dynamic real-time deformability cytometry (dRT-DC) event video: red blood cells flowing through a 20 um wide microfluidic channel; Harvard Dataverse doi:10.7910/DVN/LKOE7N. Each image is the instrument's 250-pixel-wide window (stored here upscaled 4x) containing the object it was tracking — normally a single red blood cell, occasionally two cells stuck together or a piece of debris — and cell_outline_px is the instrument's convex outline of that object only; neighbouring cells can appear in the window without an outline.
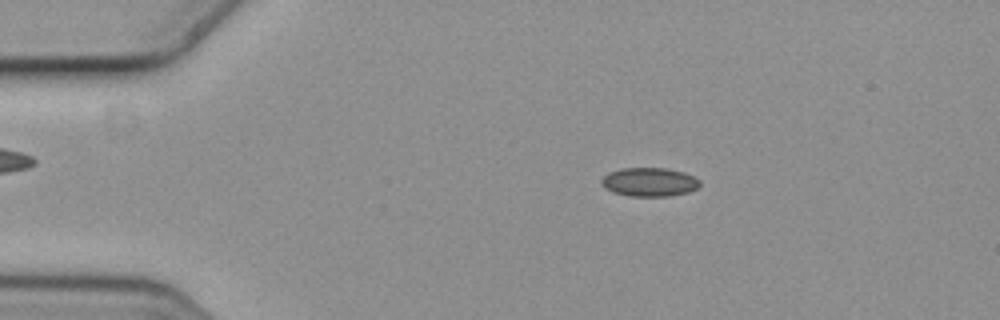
{"species": "common noctule bat (a hibernating species)", "species_latin": "Nyctalus noctula", "temperature_condition": "cold", "stored_images_in_passage": 5, "segment_of_instrument_passage": [1, 2], "camera_frame_rate_fps": 3000, "um_per_image_px": 0.085, "animal": {"sex": "female", "body_mass_g": 19.3, "forearm_length_mm": 54.1}, "frame": {"image": 1, "passage_image": 3, "time_ms": 0.667, "image_size_px": [1000, 320], "cell_outline_px": [[700, 184], [696, 188], [688, 192], [668, 196], [632, 196], [612, 192], [604, 188], [600, 184], [600, 180], [608, 172], [620, 168], [664, 168], [684, 172], [700, 180]], "centroid_in_image_um": [55.15, 15.47], "position_along_channel_um": 29.9, "area_um2": 16.53}}